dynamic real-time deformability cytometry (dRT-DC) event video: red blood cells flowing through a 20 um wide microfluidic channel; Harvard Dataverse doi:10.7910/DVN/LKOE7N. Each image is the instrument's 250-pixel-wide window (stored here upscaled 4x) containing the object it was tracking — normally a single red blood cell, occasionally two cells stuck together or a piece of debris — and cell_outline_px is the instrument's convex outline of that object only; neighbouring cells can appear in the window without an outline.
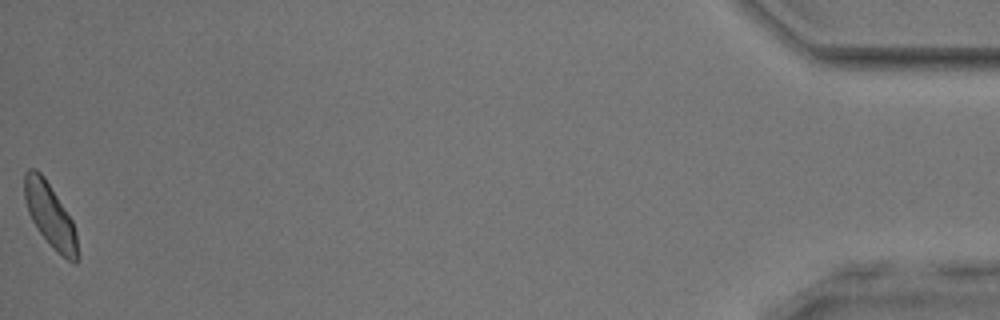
{"species": "common noctule bat (a hibernating species)", "species_latin": "Nyctalus noctula", "temperature_condition": "room temperature", "stored_images_in_passage": 50, "camera_frame_rate_fps": 3000, "um_per_image_px": 0.085, "animal": {"sex": "male", "body_mass_g": 17.9, "forearm_length_mm": 54.2}, "frame": {"image": 1, "passage_image": 50, "time_ms": 16.333, "image_size_px": [1000, 320], "cell_outline_px": [[76, 264], [68, 260], [36, 228], [28, 212], [24, 196], [24, 172], [28, 168], [36, 168], [44, 176], [72, 220], [76, 232]], "centroid_in_image_um": [4.21, 18.19], "position_along_channel_um": 431.0, "area_um2": 19.02}, "authors_computed_cell_mechanics": {"area_um2": 19.8832, "velocity_mm_per_s": 3.864, "shape_relaxation_time_tau1_ms": 4.9367, "shape_relaxation_time_tau2_ms": 4.6464, "deformation_change_tau1": 0.0891, "deformation_change_tau2": 0.0927}}